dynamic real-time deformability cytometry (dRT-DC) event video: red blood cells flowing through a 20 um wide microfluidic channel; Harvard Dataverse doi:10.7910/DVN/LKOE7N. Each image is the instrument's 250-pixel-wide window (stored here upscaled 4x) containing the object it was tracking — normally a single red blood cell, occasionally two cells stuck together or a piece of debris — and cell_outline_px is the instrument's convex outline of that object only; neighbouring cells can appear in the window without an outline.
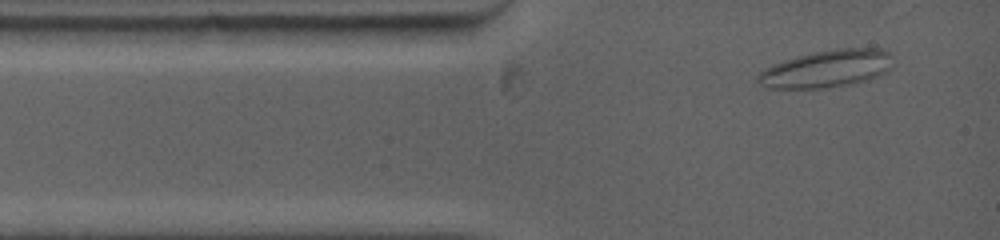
{"species": "common noctule bat (a hibernating species)", "species_latin": "Nyctalus noctula", "temperature_condition": "warm", "stored_images_in_passage": 31, "camera_frame_rate_fps": 5000, "um_per_image_px": 0.085, "animal": {"sex": "female", "body_mass_g": 19.0, "forearm_length_mm": 53.3}, "frame": {"image": 1, "passage_image": 1, "time_ms": 0.0, "image_size_px": [1000, 240], "cell_outline_px": [[892, 56], [888, 72], [852, 84], [824, 88], [764, 88], [756, 80], [756, 76], [764, 68], [772, 64], [796, 56], [812, 52], [836, 48], [884, 48]], "centroid_in_image_um": [70.23, 5.83], "position_along_channel_um": 14.8, "area_um2": 29.59}}
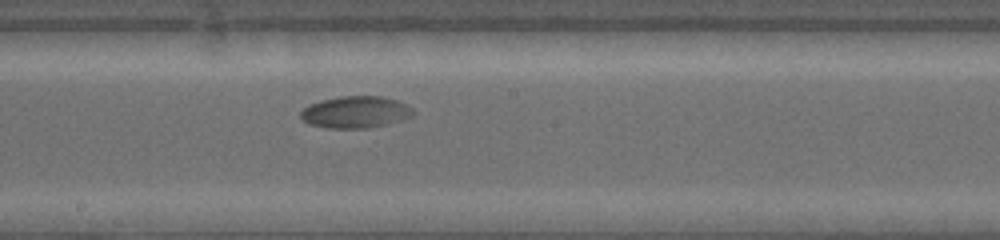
{"frame": {"image": 2, "passage_image": 14, "time_ms": 6.4, "image_size_px": [1000, 240], "cell_outline_px": [[416, 112], [412, 116], [388, 124], [364, 128], [328, 128], [308, 124], [300, 116], [300, 112], [308, 104], [320, 100], [340, 96], [380, 96], [396, 100], [412, 108]], "centroid_in_image_um": [30.2, 9.52], "position_along_channel_um": 218.0, "area_um2": 20.87}}
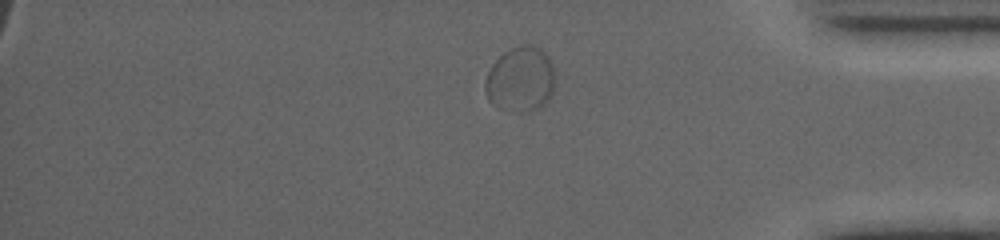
{"frame": {"image": 3, "passage_image": 27, "time_ms": 11.8, "image_size_px": [1000, 240], "cell_outline_px": [[556, 84], [552, 96], [540, 108], [524, 112], [516, 112], [492, 104], [488, 100], [484, 88], [484, 80], [492, 64], [504, 52], [512, 48], [524, 44], [532, 44], [540, 48], [548, 56], [556, 72]], "centroid_in_image_um": [44.28, 6.74], "position_along_channel_um": 390.9, "area_um2": 27.05}, "authors_computed_cell_mechanics": {"area_um2": 21.1548, "velocity_mm_per_s": 3.6096, "shape_relaxation_time_tau1_ms": 1.8347, "shape_relaxation_time_tau2_ms": null, "deformation_change_tau1": 0.0977, "deformation_change_tau2": null}}